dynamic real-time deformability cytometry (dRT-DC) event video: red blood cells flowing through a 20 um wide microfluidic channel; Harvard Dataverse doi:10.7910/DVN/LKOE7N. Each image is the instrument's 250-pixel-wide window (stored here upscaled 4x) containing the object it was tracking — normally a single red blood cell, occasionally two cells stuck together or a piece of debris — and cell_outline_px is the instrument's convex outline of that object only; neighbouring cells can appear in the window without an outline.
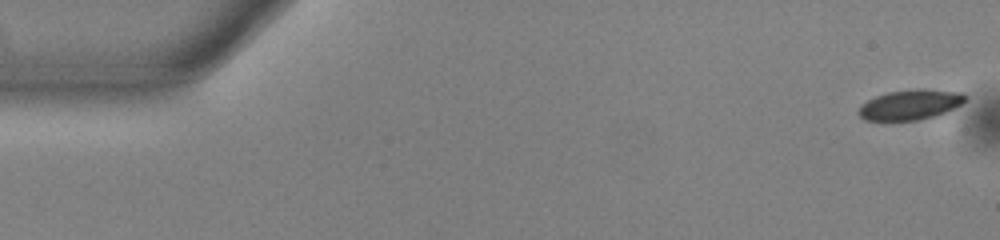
{"species": "common noctule bat (a hibernating species)", "species_latin": "Nyctalus noctula", "temperature_condition": "warm", "stored_images_in_passage": 50, "camera_frame_rate_fps": 3000, "um_per_image_px": 0.085, "animal": {"sex": "male", "body_mass_g": 13.0, "forearm_length_mm": 53.1}, "frame": {"image": 1, "passage_image": 1, "time_ms": 0.0, "image_size_px": [1000, 240], "cell_outline_px": [[968, 96], [960, 104], [936, 116], [916, 120], [864, 120], [860, 116], [860, 104], [876, 96], [888, 92], [916, 88], [924, 88], [964, 92]], "centroid_in_image_um": [77.4, 8.87], "position_along_channel_um": 7.6, "area_um2": 18.67}}
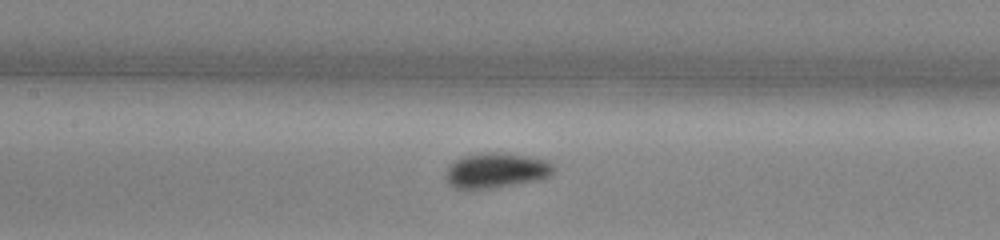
{"frame": {"image": 2, "passage_image": 24, "time_ms": 7.667, "image_size_px": [1000, 240], "cell_outline_px": [[556, 168], [548, 176], [540, 180], [472, 192], [464, 192], [452, 188], [444, 180], [444, 176], [448, 168], [456, 160], [464, 156], [488, 152], [496, 152], [524, 156], [544, 160], [552, 164]], "centroid_in_image_um": [42.08, 14.56], "position_along_channel_um": 165.3, "area_um2": 22.6}}
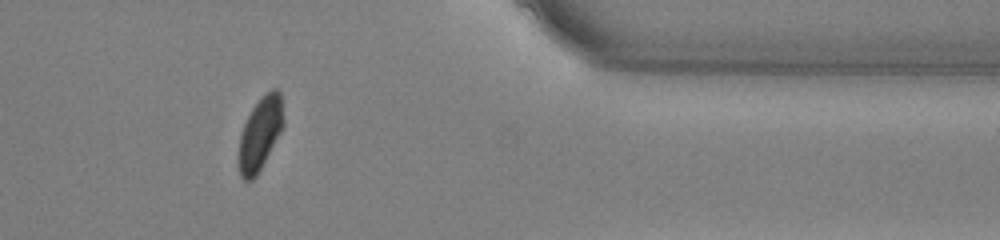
{"frame": {"image": 3, "passage_image": 43, "time_ms": 14.0, "image_size_px": [1000, 240], "cell_outline_px": [[284, 124], [280, 132], [256, 176], [252, 180], [244, 180], [240, 176], [236, 164], [240, 136], [244, 124], [252, 108], [272, 88], [276, 88], [280, 92], [284, 120]], "centroid_in_image_um": [22.07, 11.41], "position_along_channel_um": 389.3, "area_um2": 18.84}, "authors_computed_cell_mechanics": {"area_um2": 19.941, "velocity_mm_per_s": 3.9096, "shape_relaxation_time_tau1_ms": 3.7503, "shape_relaxation_time_tau2_ms": null, "deformation_change_tau1": 0.0923, "deformation_change_tau2": null}}